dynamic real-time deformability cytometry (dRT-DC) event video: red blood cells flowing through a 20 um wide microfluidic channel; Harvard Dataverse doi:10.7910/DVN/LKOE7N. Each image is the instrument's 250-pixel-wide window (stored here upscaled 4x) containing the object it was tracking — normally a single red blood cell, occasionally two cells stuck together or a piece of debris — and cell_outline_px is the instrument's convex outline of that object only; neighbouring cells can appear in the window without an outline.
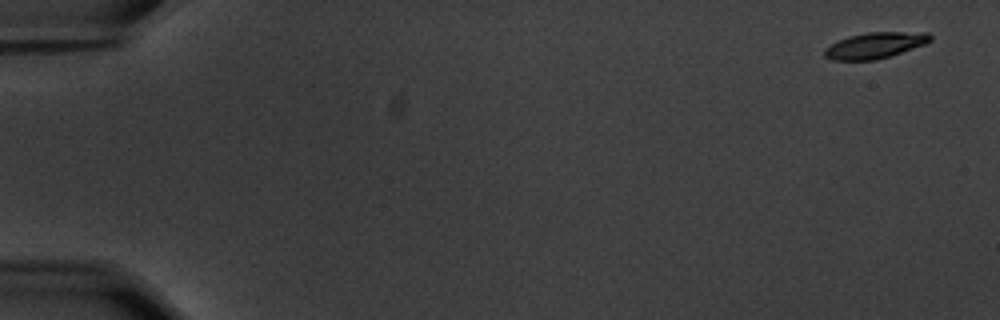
{"species": "common noctule bat (a hibernating species)", "species_latin": "Nyctalus noctula", "temperature_condition": "warm", "stored_images_in_passage": 57, "camera_frame_rate_fps": 3000, "um_per_image_px": 0.085, "animal": {"sex": "male", "body_mass_g": 20.1, "forearm_length_mm": 53.5}, "frame": {"image": 1, "passage_image": 1, "time_ms": 0.0, "image_size_px": [1000, 320], "cell_outline_px": [[932, 40], [924, 44], [876, 60], [832, 60], [824, 56], [824, 48], [848, 36], [868, 32], [928, 32], [932, 36]], "centroid_in_image_um": [74.37, 3.85], "position_along_channel_um": 10.6, "area_um2": 15.84}}
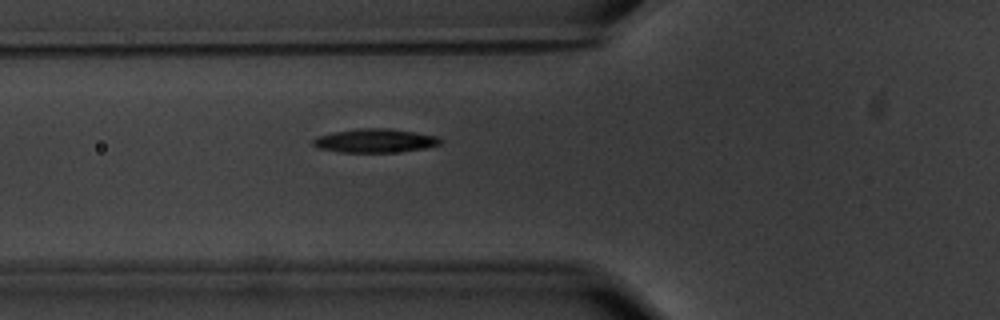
{"frame": {"image": 2, "passage_image": 21, "time_ms": 6.667, "image_size_px": [1000, 320], "cell_outline_px": [[444, 140], [440, 144], [428, 148], [396, 152], [340, 152], [320, 148], [312, 144], [312, 140], [316, 136], [336, 132], [360, 128], [388, 128], [436, 136]], "centroid_in_image_um": [31.9, 11.96], "position_along_channel_um": 93.9, "area_um2": 17.51}}
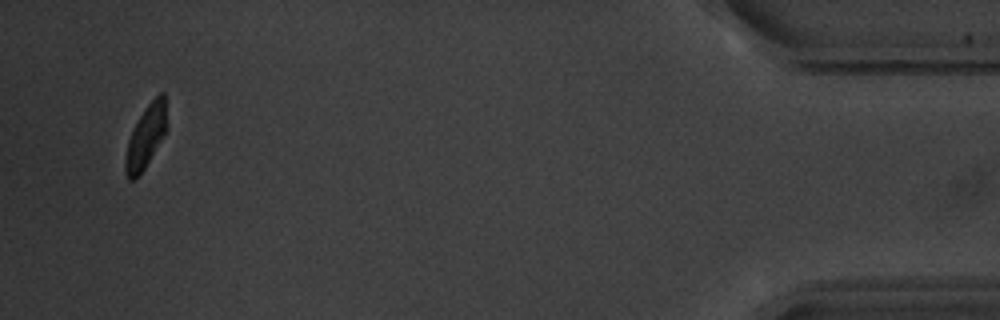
{"frame": {"image": 3, "passage_image": 55, "time_ms": 18.0, "image_size_px": [1000, 320], "cell_outline_px": [[168, 128], [164, 136], [144, 168], [132, 180], [128, 180], [124, 172], [124, 160], [128, 140], [132, 128], [144, 108], [160, 92], [164, 92]], "centroid_in_image_um": [12.39, 11.59], "position_along_channel_um": 422.8, "area_um2": 15.32}, "authors_computed_cell_mechanics": {"area_um2": 16.9354, "velocity_mm_per_s": 3.5392, "shape_relaxation_time_tau1_ms": 2.8024, "shape_relaxation_time_tau2_ms": 9.7123, "deformation_change_tau1": 0.1371, "deformation_change_tau2": 0.1238}}